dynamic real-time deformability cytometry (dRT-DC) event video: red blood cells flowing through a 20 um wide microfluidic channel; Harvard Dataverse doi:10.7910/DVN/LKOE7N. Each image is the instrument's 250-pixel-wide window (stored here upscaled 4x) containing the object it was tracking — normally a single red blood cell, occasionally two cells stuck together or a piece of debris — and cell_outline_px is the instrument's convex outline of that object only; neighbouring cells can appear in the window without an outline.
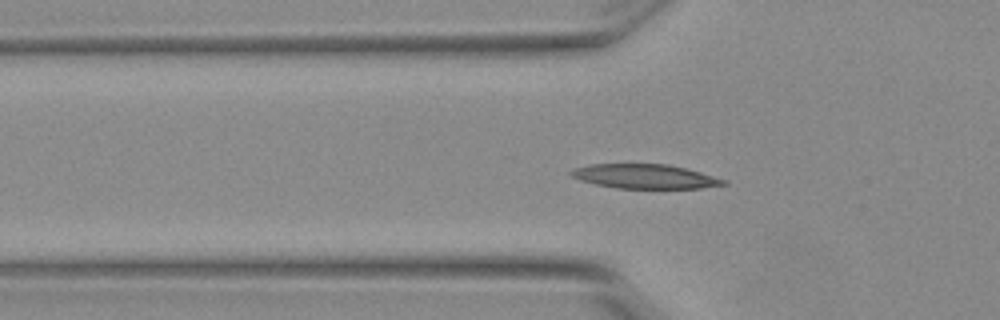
{"species": "Egyptian fruit bat (a non-hibernating species)", "species_latin": "Rousettus aegyptiacus", "temperature_condition": "warm", "stored_images_in_passage": 55, "camera_frame_rate_fps": 3000, "um_per_image_px": 0.085, "animal": {"sex": "female"}, "frame": {"image": 1, "passage_image": 19, "time_ms": 6.0, "image_size_px": [1000, 320], "cell_outline_px": [[728, 184], [700, 188], [616, 188], [596, 184], [580, 180], [572, 176], [568, 172], [572, 168], [592, 164], [668, 164], [700, 172], [728, 180]], "centroid_in_image_um": [54.81, 14.99], "position_along_channel_um": 71.0, "area_um2": 21.56}}
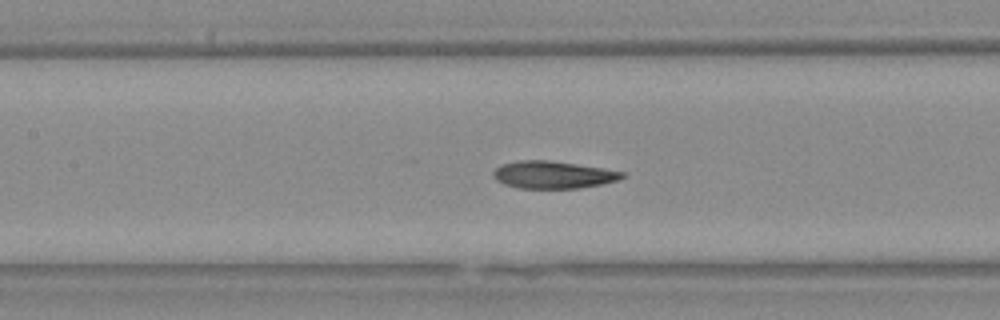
{"frame": {"image": 2, "passage_image": 26, "time_ms": 8.333, "image_size_px": [1000, 320], "cell_outline_px": [[628, 176], [620, 180], [604, 184], [580, 188], [516, 188], [504, 184], [496, 180], [492, 176], [492, 172], [500, 164], [520, 160], [548, 160], [576, 164], [624, 172]], "centroid_in_image_um": [47.01, 14.86], "position_along_channel_um": 160.4, "area_um2": 20.75}}
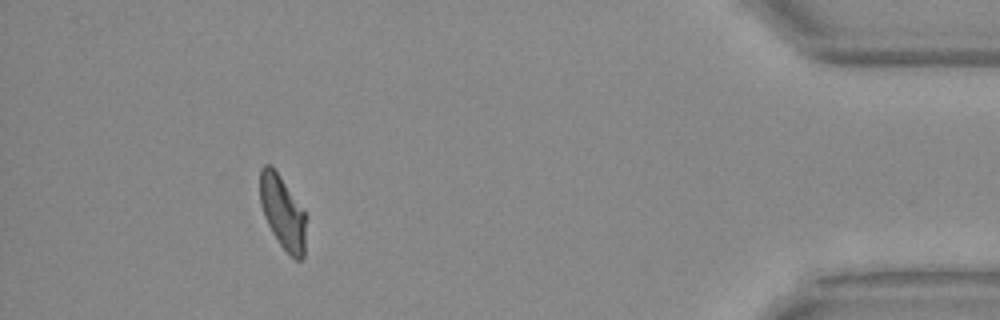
{"frame": {"image": 3, "passage_image": 50, "time_ms": 16.333, "image_size_px": [1000, 320], "cell_outline_px": [[304, 256], [300, 260], [296, 260], [280, 244], [272, 232], [264, 216], [260, 204], [260, 168], [264, 164], [272, 164], [304, 208]], "centroid_in_image_um": [24.0, 17.97], "position_along_channel_um": 411.2, "area_um2": 19.59}, "authors_computed_cell_mechanics": {"area_um2": 20.808, "velocity_mm_per_s": 3.8156, "shape_relaxation_time_tau1_ms": 4.3561, "shape_relaxation_time_tau2_ms": 1.9313, "deformation_change_tau1": 0.1777, "deformation_change_tau2": 0.0912}}